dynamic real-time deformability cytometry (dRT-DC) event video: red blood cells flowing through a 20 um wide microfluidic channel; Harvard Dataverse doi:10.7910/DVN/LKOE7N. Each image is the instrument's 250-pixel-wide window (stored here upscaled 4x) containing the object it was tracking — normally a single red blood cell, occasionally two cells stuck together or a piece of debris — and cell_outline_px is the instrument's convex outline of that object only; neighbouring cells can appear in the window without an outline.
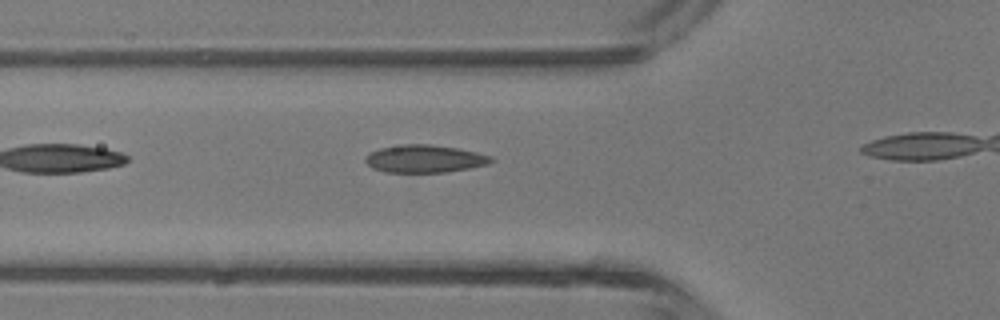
{"species": "common noctule bat (a hibernating species)", "species_latin": "Nyctalus noctula", "temperature_condition": "room temperature", "stored_images_in_passage": 5, "camera_frame_rate_fps": 3000, "um_per_image_px": 0.085, "animal": {"sex": "male", "body_mass_g": 13.3}, "frame": {"image": 1, "passage_image": 3, "time_ms": 2.333, "image_size_px": [1000, 320], "cell_outline_px": [[496, 160], [488, 164], [468, 168], [444, 172], [384, 172], [372, 168], [364, 160], [368, 152], [380, 148], [404, 144], [432, 144], [460, 148], [492, 156]], "centroid_in_image_um": [36.1, 13.48], "position_along_channel_um": 89.7, "area_um2": 20.4}}